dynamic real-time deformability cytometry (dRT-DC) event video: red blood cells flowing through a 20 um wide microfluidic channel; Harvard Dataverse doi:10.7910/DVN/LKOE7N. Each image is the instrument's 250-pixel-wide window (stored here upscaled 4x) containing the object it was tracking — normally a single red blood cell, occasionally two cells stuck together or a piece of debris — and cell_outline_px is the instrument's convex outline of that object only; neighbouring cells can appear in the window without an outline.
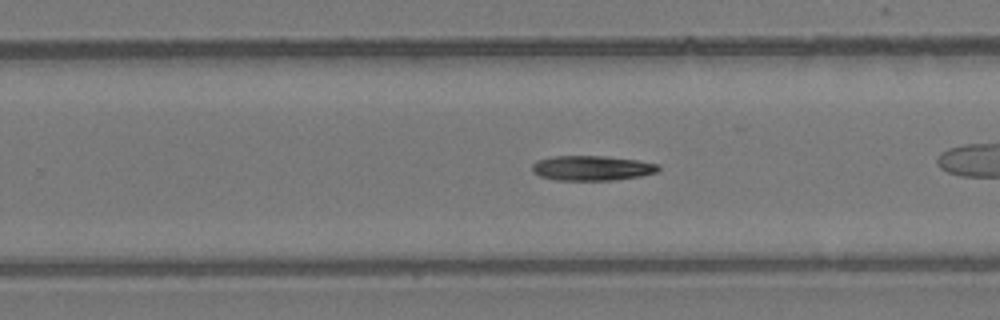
{"species": "common noctule bat (a hibernating species)", "species_latin": "Nyctalus noctula", "temperature_condition": "room temperature", "stored_images_in_passage": 54, "camera_frame_rate_fps": 3000, "um_per_image_px": 0.085, "animal": {"sex": "female", "body_mass_g": 24.6, "forearm_length_mm": 56.2}, "frame": {"image": 1, "passage_image": 33, "time_ms": 10.667, "image_size_px": [1000, 320], "cell_outline_px": [[660, 168], [656, 172], [640, 176], [612, 180], [556, 180], [540, 176], [532, 172], [532, 164], [536, 160], [552, 156], [604, 156], [636, 160], [660, 164]], "centroid_in_image_um": [50.28, 14.28], "position_along_channel_um": 279.5, "area_um2": 18.32}}
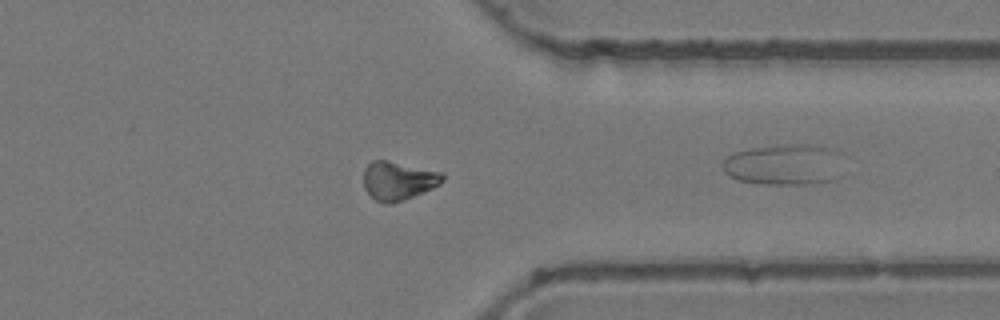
{"frame": {"image": 2, "passage_image": 41, "time_ms": 13.333, "image_size_px": [1000, 320], "cell_outline_px": [[444, 180], [440, 184], [424, 192], [404, 200], [392, 204], [384, 204], [376, 200], [364, 188], [364, 168], [372, 160], [388, 160], [444, 172]], "centroid_in_image_um": [33.87, 15.35], "position_along_channel_um": 377.5, "area_um2": 17.98}}
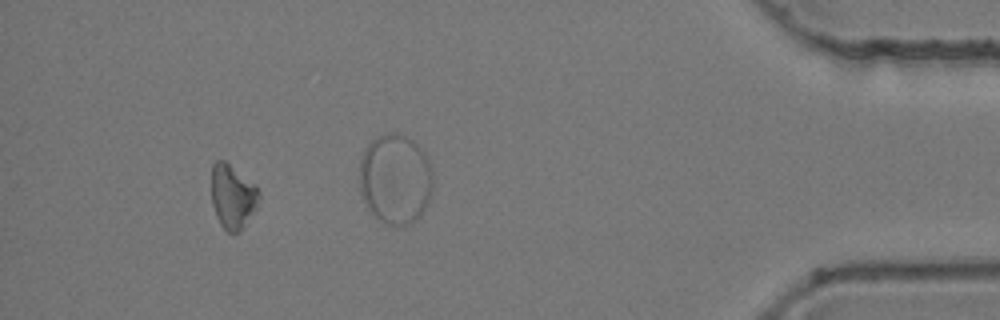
{"frame": {"image": 3, "passage_image": 49, "time_ms": 16.0, "image_size_px": [1000, 320], "cell_outline_px": [[260, 200], [256, 208], [240, 232], [228, 232], [220, 224], [216, 216], [212, 204], [212, 164], [216, 160], [224, 160], [256, 184], [260, 192]], "centroid_in_image_um": [19.79, 16.69], "position_along_channel_um": 415.4, "area_um2": 17.92}, "authors_computed_cell_mechanics": {"area_um2": 18.496, "velocity_mm_per_s": 3.8707, "shape_relaxation_time_tau1_ms": 8.9862, "shape_relaxation_time_tau2_ms": null, "deformation_change_tau1": 0.196, "deformation_change_tau2": null}}